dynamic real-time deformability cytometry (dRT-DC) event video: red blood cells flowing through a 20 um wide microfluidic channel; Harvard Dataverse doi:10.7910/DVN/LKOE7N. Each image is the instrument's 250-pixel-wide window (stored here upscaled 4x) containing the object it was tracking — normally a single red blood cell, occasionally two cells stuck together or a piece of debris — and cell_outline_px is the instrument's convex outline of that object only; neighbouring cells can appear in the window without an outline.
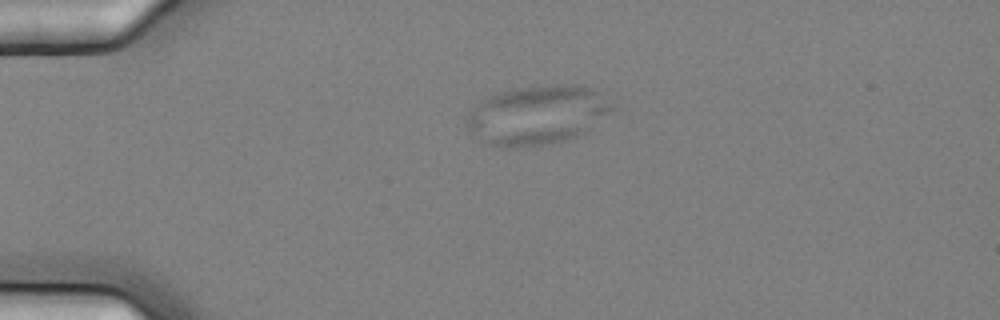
{"species": "common noctule bat (a hibernating species)", "species_latin": "Nyctalus noctula", "temperature_condition": "cold", "stored_images_in_passage": 2, "camera_frame_rate_fps": 3000, "um_per_image_px": 0.085, "animal": {"sex": "female", "body_mass_g": 25.1}, "frame": {"image": 1, "passage_image": 1, "time_ms": 0.0, "image_size_px": [1000, 320], "cell_outline_px": [[616, 108], [612, 112], [584, 132], [568, 140], [544, 144], [516, 148], [504, 148], [488, 144], [468, 128], [464, 124], [464, 120], [468, 112], [484, 96], [496, 92], [516, 88], [552, 84], [584, 84], [600, 92]], "centroid_in_image_um": [45.65, 9.75], "position_along_channel_um": 39.3, "area_um2": 50.69}}